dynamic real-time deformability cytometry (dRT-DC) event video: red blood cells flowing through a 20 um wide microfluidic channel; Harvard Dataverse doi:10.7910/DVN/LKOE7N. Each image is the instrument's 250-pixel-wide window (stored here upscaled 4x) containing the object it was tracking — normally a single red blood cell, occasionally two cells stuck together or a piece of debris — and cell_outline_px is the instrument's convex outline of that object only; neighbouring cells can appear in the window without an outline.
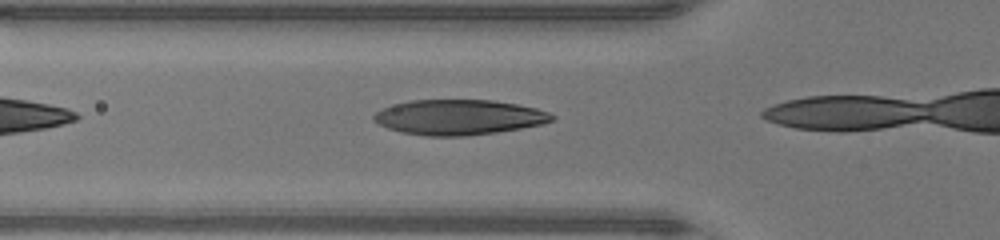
{"species": "human", "species_latin": "Homo sapiens", "temperature_condition": "warm", "stored_images_in_passage": 5, "camera_frame_rate_fps": 3000, "um_per_image_px": 0.085, "donor": {"sex": "male"}, "frame": {"image": 1, "passage_image": 2, "time_ms": 0.333, "image_size_px": [1000, 240], "cell_outline_px": [[556, 120], [544, 124], [496, 132], [464, 136], [424, 136], [400, 132], [388, 128], [372, 120], [372, 116], [376, 112], [384, 108], [396, 104], [412, 100], [492, 100], [516, 104], [536, 108], [548, 112], [556, 116]], "centroid_in_image_um": [39.03, 9.97], "position_along_channel_um": 86.8, "area_um2": 36.53}}